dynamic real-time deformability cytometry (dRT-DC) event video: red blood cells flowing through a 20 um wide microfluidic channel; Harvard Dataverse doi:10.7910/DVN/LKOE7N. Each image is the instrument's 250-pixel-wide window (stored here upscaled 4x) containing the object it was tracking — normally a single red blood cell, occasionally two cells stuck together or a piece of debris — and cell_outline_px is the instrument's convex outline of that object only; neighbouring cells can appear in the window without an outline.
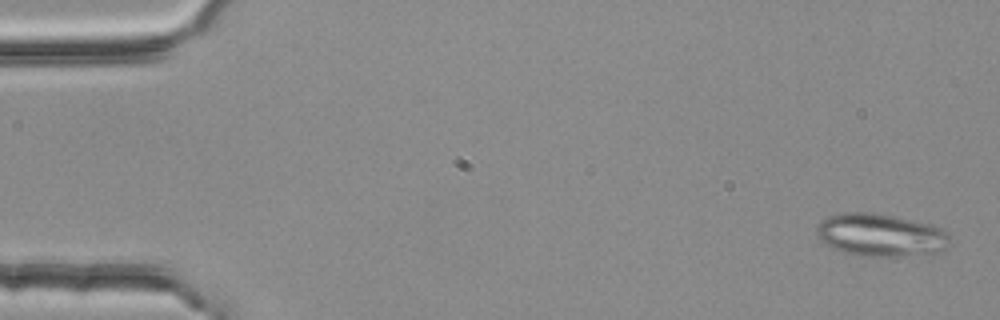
{"species": "common noctule bat (a hibernating species)", "species_latin": "Nyctalus noctula", "temperature_condition": "room temperature", "stored_images_in_passage": 54, "segment_of_instrument_passage": [1, 2], "camera_frame_rate_fps": 3000, "um_per_image_px": 0.085, "animal": {"sex": "female", "body_mass_g": 25.1}, "frame": {"image": 1, "passage_image": 2, "time_ms": 0.333, "image_size_px": [1000, 320], "cell_outline_px": [[948, 244], [940, 252], [932, 256], [860, 256], [840, 252], [824, 244], [820, 240], [816, 232], [816, 224], [820, 220], [828, 216], [844, 212], [872, 212], [892, 216], [928, 224], [940, 228], [948, 236]], "centroid_in_image_um": [74.8, 20.0], "position_along_channel_um": 10.2, "area_um2": 33.58}}